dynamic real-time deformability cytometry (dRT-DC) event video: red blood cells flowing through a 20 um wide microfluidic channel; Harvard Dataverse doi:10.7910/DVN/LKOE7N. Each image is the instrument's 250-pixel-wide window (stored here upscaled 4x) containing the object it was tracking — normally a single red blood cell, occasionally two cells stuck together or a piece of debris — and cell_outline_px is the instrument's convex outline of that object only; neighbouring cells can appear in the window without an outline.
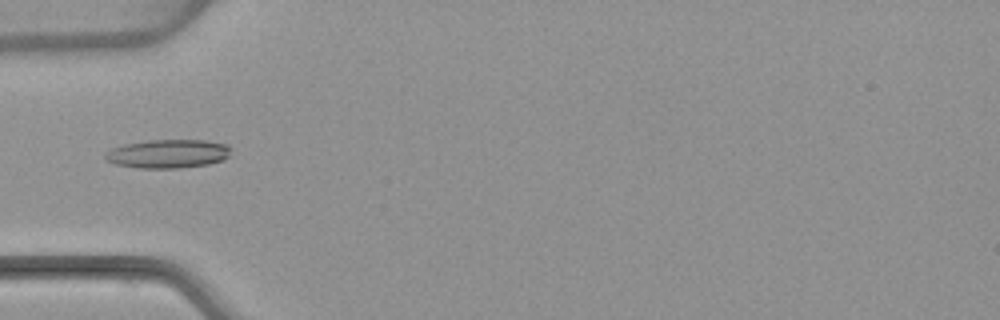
{"species": "common noctule bat (a hibernating species)", "species_latin": "Nyctalus noctula", "temperature_condition": "warm", "stored_images_in_passage": 5, "camera_frame_rate_fps": 3000, "um_per_image_px": 0.085, "animal": {"sex": "female", "body_mass_g": 22.7, "forearm_length_mm": 54.2}, "frame": {"image": 1, "passage_image": 4, "time_ms": 5.333, "image_size_px": [1000, 320], "cell_outline_px": [[232, 148], [228, 156], [224, 160], [208, 164], [180, 168], [136, 168], [116, 164], [104, 160], [104, 152], [112, 148], [124, 144], [148, 140], [204, 140], [228, 144]], "centroid_in_image_um": [14.27, 13.07], "position_along_channel_um": 70.7, "area_um2": 21.27}}
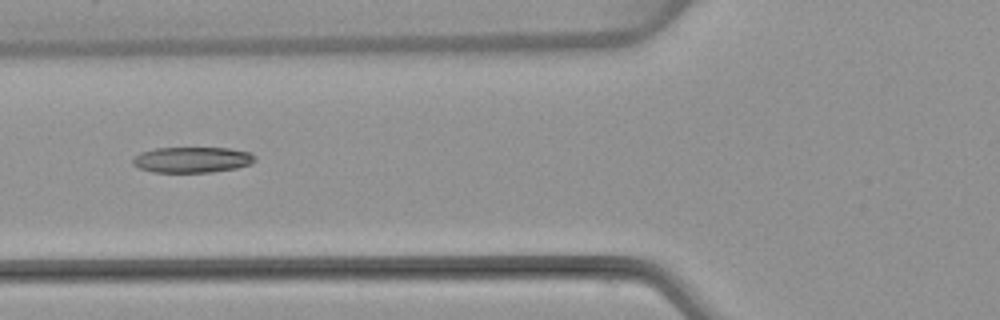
{"frame": {"image": 2, "passage_image": 5, "time_ms": 6.333, "image_size_px": [1000, 320], "cell_outline_px": [[256, 160], [252, 164], [236, 168], [212, 172], [152, 172], [140, 168], [132, 164], [132, 160], [140, 152], [156, 148], [232, 148], [252, 152], [256, 156]], "centroid_in_image_um": [16.39, 13.57], "position_along_channel_um": 109.4, "area_um2": 18.5}}